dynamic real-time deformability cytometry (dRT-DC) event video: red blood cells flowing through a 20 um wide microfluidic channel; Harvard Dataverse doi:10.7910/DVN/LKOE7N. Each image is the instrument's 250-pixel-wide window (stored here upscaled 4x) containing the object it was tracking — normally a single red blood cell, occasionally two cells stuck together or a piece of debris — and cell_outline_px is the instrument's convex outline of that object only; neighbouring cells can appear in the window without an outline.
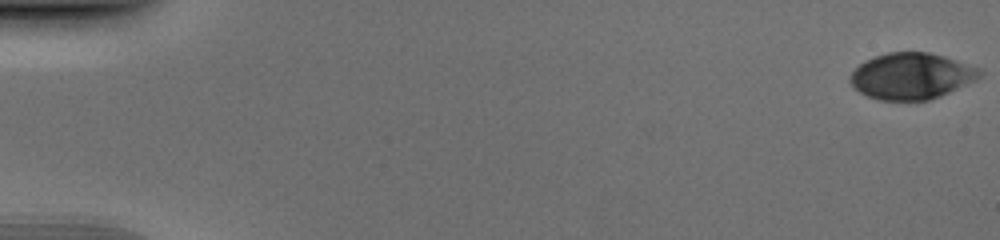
{"species": "human", "species_latin": "Homo sapiens", "temperature_condition": "cold", "stored_images_in_passage": 53, "camera_frame_rate_fps": 3000, "um_per_image_px": 0.085, "donor": {"sex": "male"}, "frame": {"image": 1, "passage_image": 1, "time_ms": 0.0, "image_size_px": [1000, 240], "cell_outline_px": [[984, 72], [976, 80], [940, 96], [928, 100], [880, 100], [868, 96], [860, 92], [848, 80], [848, 76], [860, 64], [876, 56], [888, 52], [928, 52], [944, 56], [980, 68]], "centroid_in_image_um": [77.49, 6.46], "position_along_channel_um": 7.5, "area_um2": 34.74}}
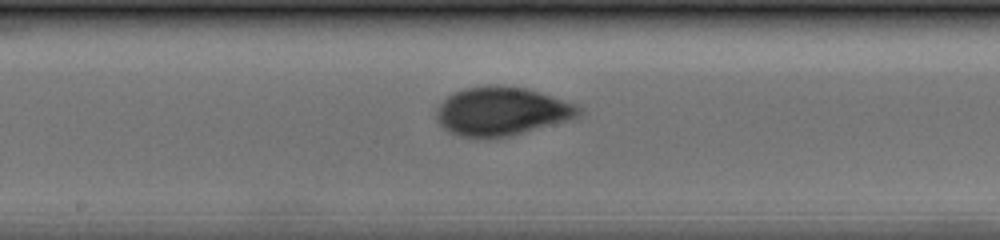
{"frame": {"image": 2, "passage_image": 29, "time_ms": 9.333, "image_size_px": [1000, 240], "cell_outline_px": [[584, 116], [572, 120], [512, 136], [484, 140], [476, 140], [460, 136], [448, 132], [436, 120], [436, 108], [452, 92], [464, 88], [488, 84], [500, 84], [528, 88], [580, 104], [584, 108]], "centroid_in_image_um": [42.72, 9.47], "position_along_channel_um": 205.5, "area_um2": 42.14}}
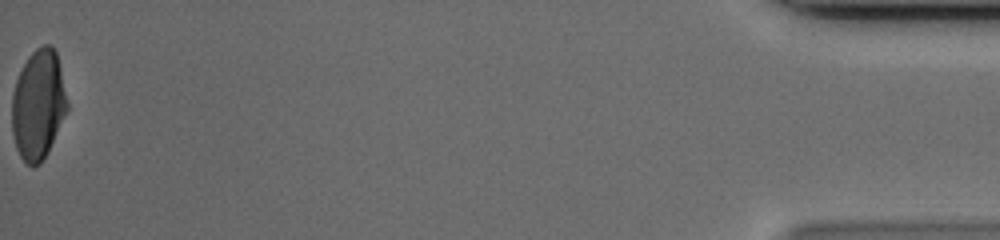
{"frame": {"image": 3, "passage_image": 53, "time_ms": 17.333, "image_size_px": [1000, 240], "cell_outline_px": [[68, 108], [48, 152], [40, 164], [32, 168], [20, 156], [16, 148], [12, 132], [12, 96], [16, 80], [28, 56], [36, 48], [44, 44], [52, 44], [56, 52], [68, 104]], "centroid_in_image_um": [3.24, 8.91], "position_along_channel_um": 432.0, "area_um2": 35.2}}